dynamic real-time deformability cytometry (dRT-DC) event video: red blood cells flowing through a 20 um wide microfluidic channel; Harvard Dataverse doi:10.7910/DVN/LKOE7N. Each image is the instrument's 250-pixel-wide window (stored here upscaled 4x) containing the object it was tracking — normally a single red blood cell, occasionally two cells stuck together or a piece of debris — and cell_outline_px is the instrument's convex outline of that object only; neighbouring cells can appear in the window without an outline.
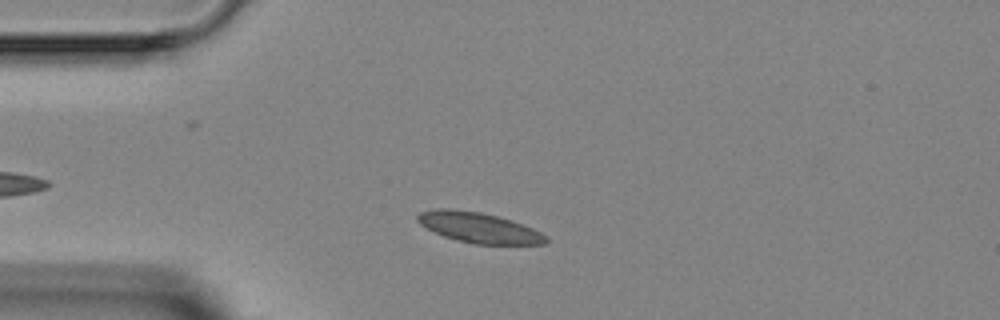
{"species": "Egyptian fruit bat (a non-hibernating species)", "species_latin": "Rousettus aegyptiacus", "temperature_condition": "room temperature", "stored_images_in_passage": 1, "camera_frame_rate_fps": 3000, "um_per_image_px": 0.085, "animal": {"sex": "female"}, "frame": {"image": 1, "passage_image": 1, "time_ms": 0.0, "image_size_px": [1000, 320], "cell_outline_px": [[548, 240], [544, 244], [476, 244], [456, 240], [444, 236], [420, 224], [416, 220], [416, 216], [420, 212], [440, 208], [448, 208], [480, 212], [512, 220], [532, 228], [548, 236]], "centroid_in_image_um": [40.71, 19.35], "position_along_channel_um": 44.3, "area_um2": 22.54}}